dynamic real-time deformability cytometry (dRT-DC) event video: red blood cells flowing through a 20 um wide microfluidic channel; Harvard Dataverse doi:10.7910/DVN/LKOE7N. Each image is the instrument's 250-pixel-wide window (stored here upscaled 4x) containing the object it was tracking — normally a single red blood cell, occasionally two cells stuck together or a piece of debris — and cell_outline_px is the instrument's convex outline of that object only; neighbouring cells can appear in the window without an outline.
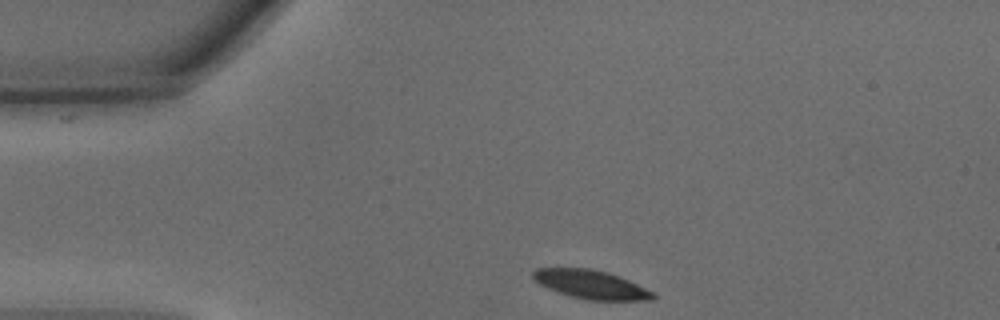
{"species": "common noctule bat (a hibernating species)", "species_latin": "Nyctalus noctula", "temperature_condition": "warm", "stored_images_in_passage": 28, "camera_frame_rate_fps": 3000, "um_per_image_px": 0.085, "animal": {"sex": "male", "body_mass_g": 15.6}, "frame": {"image": 1, "passage_image": 1, "time_ms": 0.0, "image_size_px": [1000, 320], "cell_outline_px": [[656, 296], [652, 300], [588, 300], [572, 296], [548, 288], [540, 284], [532, 276], [532, 272], [536, 268], [592, 268], [608, 272], [628, 280], [652, 292]], "centroid_in_image_um": [50.22, 24.17], "position_along_channel_um": 34.8, "area_um2": 19.71}}
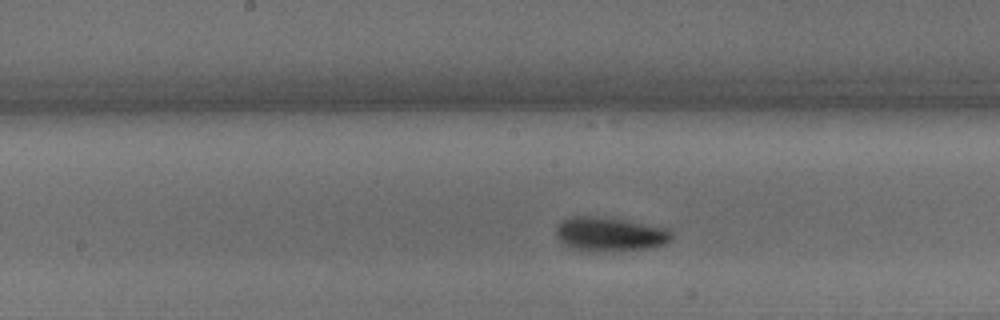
{"frame": {"image": 2, "passage_image": 15, "time_ms": 4.667, "image_size_px": [1000, 320], "cell_outline_px": [[672, 240], [664, 244], [652, 248], [604, 252], [580, 252], [568, 248], [556, 236], [556, 228], [564, 220], [572, 216], [596, 216], [668, 228], [672, 232]], "centroid_in_image_um": [51.82, 19.95], "position_along_channel_um": 196.4, "area_um2": 23.24}}
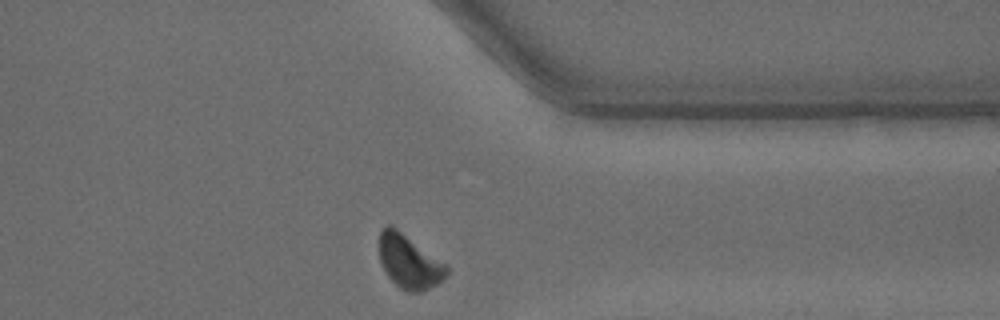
{"frame": {"image": 3, "passage_image": 28, "time_ms": 9.0, "image_size_px": [1000, 320], "cell_outline_px": [[448, 272], [436, 284], [420, 292], [408, 292], [400, 288], [388, 276], [380, 260], [380, 232], [388, 224], [392, 224], [448, 264]], "centroid_in_image_um": [34.8, 22.21], "position_along_channel_um": 376.6, "area_um2": 21.04}, "authors_computed_cell_mechanics": {"area_um2": 22.0218, "velocity_mm_per_s": 4.295, "shape_relaxation_time_tau1_ms": 1.5557, "shape_relaxation_time_tau2_ms": null, "deformation_change_tau1": 0.0935, "deformation_change_tau2": null}}